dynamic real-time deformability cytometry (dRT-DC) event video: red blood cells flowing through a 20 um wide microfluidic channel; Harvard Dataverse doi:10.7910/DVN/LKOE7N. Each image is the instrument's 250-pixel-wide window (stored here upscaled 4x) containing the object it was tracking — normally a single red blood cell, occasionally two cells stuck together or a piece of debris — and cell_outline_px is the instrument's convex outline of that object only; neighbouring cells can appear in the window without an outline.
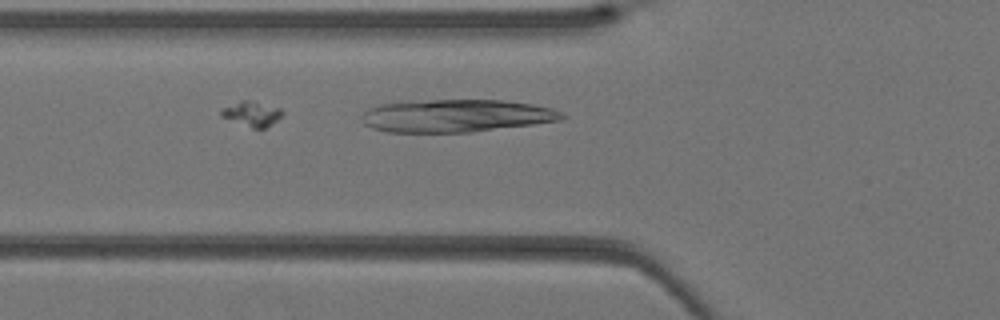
{"species": "Egyptian fruit bat (a non-hibernating species)", "species_latin": "Rousettus aegyptiacus", "temperature_condition": "warm", "stored_images_in_passage": 9, "camera_frame_rate_fps": 3000, "um_per_image_px": 0.085, "animal": {"sex": "female"}, "frame": {"image": 1, "passage_image": 9, "time_ms": 2.667, "image_size_px": [1000, 320], "cell_outline_px": [[568, 116], [560, 120], [536, 124], [472, 132], [388, 132], [372, 128], [364, 124], [360, 120], [360, 116], [368, 108], [380, 104], [428, 100], [504, 100], [532, 104], [552, 108]], "centroid_in_image_um": [38.77, 9.84], "position_along_channel_um": 87.0, "area_um2": 38.26}}